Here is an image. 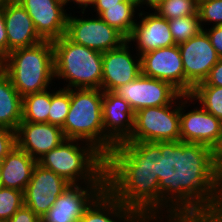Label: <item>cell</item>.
Segmentation results:
<instances>
[{
    "mask_svg": "<svg viewBox=\"0 0 222 222\" xmlns=\"http://www.w3.org/2000/svg\"><path fill=\"white\" fill-rule=\"evenodd\" d=\"M140 57L142 75L166 81L185 95V74L178 45L159 48Z\"/></svg>",
    "mask_w": 222,
    "mask_h": 222,
    "instance_id": "obj_15",
    "label": "cell"
},
{
    "mask_svg": "<svg viewBox=\"0 0 222 222\" xmlns=\"http://www.w3.org/2000/svg\"><path fill=\"white\" fill-rule=\"evenodd\" d=\"M207 112L222 122V87L195 86L190 94Z\"/></svg>",
    "mask_w": 222,
    "mask_h": 222,
    "instance_id": "obj_26",
    "label": "cell"
},
{
    "mask_svg": "<svg viewBox=\"0 0 222 222\" xmlns=\"http://www.w3.org/2000/svg\"><path fill=\"white\" fill-rule=\"evenodd\" d=\"M37 160L16 147L0 162V183L2 187L25 191Z\"/></svg>",
    "mask_w": 222,
    "mask_h": 222,
    "instance_id": "obj_22",
    "label": "cell"
},
{
    "mask_svg": "<svg viewBox=\"0 0 222 222\" xmlns=\"http://www.w3.org/2000/svg\"><path fill=\"white\" fill-rule=\"evenodd\" d=\"M160 147L122 141L105 156V188L147 222H161Z\"/></svg>",
    "mask_w": 222,
    "mask_h": 222,
    "instance_id": "obj_2",
    "label": "cell"
},
{
    "mask_svg": "<svg viewBox=\"0 0 222 222\" xmlns=\"http://www.w3.org/2000/svg\"><path fill=\"white\" fill-rule=\"evenodd\" d=\"M113 92L125 99L134 112L142 108L169 105L181 94L170 83L142 74Z\"/></svg>",
    "mask_w": 222,
    "mask_h": 222,
    "instance_id": "obj_11",
    "label": "cell"
},
{
    "mask_svg": "<svg viewBox=\"0 0 222 222\" xmlns=\"http://www.w3.org/2000/svg\"><path fill=\"white\" fill-rule=\"evenodd\" d=\"M213 153V163L217 171L222 175V133L220 135L219 141L212 148Z\"/></svg>",
    "mask_w": 222,
    "mask_h": 222,
    "instance_id": "obj_40",
    "label": "cell"
},
{
    "mask_svg": "<svg viewBox=\"0 0 222 222\" xmlns=\"http://www.w3.org/2000/svg\"><path fill=\"white\" fill-rule=\"evenodd\" d=\"M132 34L127 41L139 55L175 45L168 20L155 11L139 12Z\"/></svg>",
    "mask_w": 222,
    "mask_h": 222,
    "instance_id": "obj_17",
    "label": "cell"
},
{
    "mask_svg": "<svg viewBox=\"0 0 222 222\" xmlns=\"http://www.w3.org/2000/svg\"><path fill=\"white\" fill-rule=\"evenodd\" d=\"M196 86H221L222 87V58L212 67L209 75Z\"/></svg>",
    "mask_w": 222,
    "mask_h": 222,
    "instance_id": "obj_34",
    "label": "cell"
},
{
    "mask_svg": "<svg viewBox=\"0 0 222 222\" xmlns=\"http://www.w3.org/2000/svg\"><path fill=\"white\" fill-rule=\"evenodd\" d=\"M16 131L0 127V162L16 147Z\"/></svg>",
    "mask_w": 222,
    "mask_h": 222,
    "instance_id": "obj_32",
    "label": "cell"
},
{
    "mask_svg": "<svg viewBox=\"0 0 222 222\" xmlns=\"http://www.w3.org/2000/svg\"><path fill=\"white\" fill-rule=\"evenodd\" d=\"M73 12L68 14L65 32V36L73 43L104 53L120 47L127 41L122 33L109 26L99 16L91 14L89 17L88 11ZM75 13H80V17Z\"/></svg>",
    "mask_w": 222,
    "mask_h": 222,
    "instance_id": "obj_8",
    "label": "cell"
},
{
    "mask_svg": "<svg viewBox=\"0 0 222 222\" xmlns=\"http://www.w3.org/2000/svg\"><path fill=\"white\" fill-rule=\"evenodd\" d=\"M69 185L64 178L37 163L24 191V205L42 218Z\"/></svg>",
    "mask_w": 222,
    "mask_h": 222,
    "instance_id": "obj_14",
    "label": "cell"
},
{
    "mask_svg": "<svg viewBox=\"0 0 222 222\" xmlns=\"http://www.w3.org/2000/svg\"><path fill=\"white\" fill-rule=\"evenodd\" d=\"M126 141H180V95L169 105L136 111L134 128Z\"/></svg>",
    "mask_w": 222,
    "mask_h": 222,
    "instance_id": "obj_7",
    "label": "cell"
},
{
    "mask_svg": "<svg viewBox=\"0 0 222 222\" xmlns=\"http://www.w3.org/2000/svg\"><path fill=\"white\" fill-rule=\"evenodd\" d=\"M33 21L43 40L53 41L65 35L68 10L62 0H17Z\"/></svg>",
    "mask_w": 222,
    "mask_h": 222,
    "instance_id": "obj_16",
    "label": "cell"
},
{
    "mask_svg": "<svg viewBox=\"0 0 222 222\" xmlns=\"http://www.w3.org/2000/svg\"><path fill=\"white\" fill-rule=\"evenodd\" d=\"M55 81L65 89H101L103 53L70 41L65 35L52 41Z\"/></svg>",
    "mask_w": 222,
    "mask_h": 222,
    "instance_id": "obj_6",
    "label": "cell"
},
{
    "mask_svg": "<svg viewBox=\"0 0 222 222\" xmlns=\"http://www.w3.org/2000/svg\"><path fill=\"white\" fill-rule=\"evenodd\" d=\"M133 49V46L125 41L120 47L103 53L102 91H114L141 74V57Z\"/></svg>",
    "mask_w": 222,
    "mask_h": 222,
    "instance_id": "obj_12",
    "label": "cell"
},
{
    "mask_svg": "<svg viewBox=\"0 0 222 222\" xmlns=\"http://www.w3.org/2000/svg\"><path fill=\"white\" fill-rule=\"evenodd\" d=\"M125 0H95L93 6L90 9V13L96 16H100L104 11L105 7H113L120 6V2H124Z\"/></svg>",
    "mask_w": 222,
    "mask_h": 222,
    "instance_id": "obj_38",
    "label": "cell"
},
{
    "mask_svg": "<svg viewBox=\"0 0 222 222\" xmlns=\"http://www.w3.org/2000/svg\"><path fill=\"white\" fill-rule=\"evenodd\" d=\"M105 184H70L41 218V222H78Z\"/></svg>",
    "mask_w": 222,
    "mask_h": 222,
    "instance_id": "obj_13",
    "label": "cell"
},
{
    "mask_svg": "<svg viewBox=\"0 0 222 222\" xmlns=\"http://www.w3.org/2000/svg\"><path fill=\"white\" fill-rule=\"evenodd\" d=\"M78 222H147L134 208L125 206L106 188L85 209Z\"/></svg>",
    "mask_w": 222,
    "mask_h": 222,
    "instance_id": "obj_21",
    "label": "cell"
},
{
    "mask_svg": "<svg viewBox=\"0 0 222 222\" xmlns=\"http://www.w3.org/2000/svg\"><path fill=\"white\" fill-rule=\"evenodd\" d=\"M201 1H208V0H197L198 3L201 2Z\"/></svg>",
    "mask_w": 222,
    "mask_h": 222,
    "instance_id": "obj_44",
    "label": "cell"
},
{
    "mask_svg": "<svg viewBox=\"0 0 222 222\" xmlns=\"http://www.w3.org/2000/svg\"><path fill=\"white\" fill-rule=\"evenodd\" d=\"M168 24L175 45L188 41L202 30L199 15L168 20Z\"/></svg>",
    "mask_w": 222,
    "mask_h": 222,
    "instance_id": "obj_27",
    "label": "cell"
},
{
    "mask_svg": "<svg viewBox=\"0 0 222 222\" xmlns=\"http://www.w3.org/2000/svg\"><path fill=\"white\" fill-rule=\"evenodd\" d=\"M188 222H222V203L202 209Z\"/></svg>",
    "mask_w": 222,
    "mask_h": 222,
    "instance_id": "obj_33",
    "label": "cell"
},
{
    "mask_svg": "<svg viewBox=\"0 0 222 222\" xmlns=\"http://www.w3.org/2000/svg\"><path fill=\"white\" fill-rule=\"evenodd\" d=\"M94 2H95V0H66L65 5H66V7L68 6L67 7L68 12H71L74 9L75 10L80 9L79 12H81V11H89L90 8L93 6ZM73 4H74V6H73ZM69 6H71V7L73 6L74 9ZM69 9H70V11H69Z\"/></svg>",
    "mask_w": 222,
    "mask_h": 222,
    "instance_id": "obj_39",
    "label": "cell"
},
{
    "mask_svg": "<svg viewBox=\"0 0 222 222\" xmlns=\"http://www.w3.org/2000/svg\"><path fill=\"white\" fill-rule=\"evenodd\" d=\"M65 140L61 127L50 123L20 122L16 130L17 146L37 161Z\"/></svg>",
    "mask_w": 222,
    "mask_h": 222,
    "instance_id": "obj_18",
    "label": "cell"
},
{
    "mask_svg": "<svg viewBox=\"0 0 222 222\" xmlns=\"http://www.w3.org/2000/svg\"><path fill=\"white\" fill-rule=\"evenodd\" d=\"M178 47L185 74V95H190L197 84L204 82L220 57L204 30Z\"/></svg>",
    "mask_w": 222,
    "mask_h": 222,
    "instance_id": "obj_10",
    "label": "cell"
},
{
    "mask_svg": "<svg viewBox=\"0 0 222 222\" xmlns=\"http://www.w3.org/2000/svg\"><path fill=\"white\" fill-rule=\"evenodd\" d=\"M208 35L217 55L222 58V25L203 29Z\"/></svg>",
    "mask_w": 222,
    "mask_h": 222,
    "instance_id": "obj_35",
    "label": "cell"
},
{
    "mask_svg": "<svg viewBox=\"0 0 222 222\" xmlns=\"http://www.w3.org/2000/svg\"><path fill=\"white\" fill-rule=\"evenodd\" d=\"M7 222H41V217L23 205Z\"/></svg>",
    "mask_w": 222,
    "mask_h": 222,
    "instance_id": "obj_36",
    "label": "cell"
},
{
    "mask_svg": "<svg viewBox=\"0 0 222 222\" xmlns=\"http://www.w3.org/2000/svg\"><path fill=\"white\" fill-rule=\"evenodd\" d=\"M13 1H15V0H0V5L4 6L7 3H10V2H13Z\"/></svg>",
    "mask_w": 222,
    "mask_h": 222,
    "instance_id": "obj_43",
    "label": "cell"
},
{
    "mask_svg": "<svg viewBox=\"0 0 222 222\" xmlns=\"http://www.w3.org/2000/svg\"><path fill=\"white\" fill-rule=\"evenodd\" d=\"M196 103L190 95L180 94V141L213 148L222 133V122Z\"/></svg>",
    "mask_w": 222,
    "mask_h": 222,
    "instance_id": "obj_9",
    "label": "cell"
},
{
    "mask_svg": "<svg viewBox=\"0 0 222 222\" xmlns=\"http://www.w3.org/2000/svg\"><path fill=\"white\" fill-rule=\"evenodd\" d=\"M164 0H140L139 1V12L147 11H155ZM145 6V7H144Z\"/></svg>",
    "mask_w": 222,
    "mask_h": 222,
    "instance_id": "obj_41",
    "label": "cell"
},
{
    "mask_svg": "<svg viewBox=\"0 0 222 222\" xmlns=\"http://www.w3.org/2000/svg\"><path fill=\"white\" fill-rule=\"evenodd\" d=\"M22 121V97L0 68V127L17 130Z\"/></svg>",
    "mask_w": 222,
    "mask_h": 222,
    "instance_id": "obj_23",
    "label": "cell"
},
{
    "mask_svg": "<svg viewBox=\"0 0 222 222\" xmlns=\"http://www.w3.org/2000/svg\"><path fill=\"white\" fill-rule=\"evenodd\" d=\"M155 12L167 20L199 15L198 2L197 0H164L162 4L155 9Z\"/></svg>",
    "mask_w": 222,
    "mask_h": 222,
    "instance_id": "obj_29",
    "label": "cell"
},
{
    "mask_svg": "<svg viewBox=\"0 0 222 222\" xmlns=\"http://www.w3.org/2000/svg\"><path fill=\"white\" fill-rule=\"evenodd\" d=\"M8 55V38L3 14V6L0 5V59L3 60Z\"/></svg>",
    "mask_w": 222,
    "mask_h": 222,
    "instance_id": "obj_37",
    "label": "cell"
},
{
    "mask_svg": "<svg viewBox=\"0 0 222 222\" xmlns=\"http://www.w3.org/2000/svg\"><path fill=\"white\" fill-rule=\"evenodd\" d=\"M51 106V88L22 98V121L30 123H48Z\"/></svg>",
    "mask_w": 222,
    "mask_h": 222,
    "instance_id": "obj_25",
    "label": "cell"
},
{
    "mask_svg": "<svg viewBox=\"0 0 222 222\" xmlns=\"http://www.w3.org/2000/svg\"><path fill=\"white\" fill-rule=\"evenodd\" d=\"M1 69L9 76L22 98L54 87L56 82L52 41L43 40L34 46L10 52L2 60Z\"/></svg>",
    "mask_w": 222,
    "mask_h": 222,
    "instance_id": "obj_4",
    "label": "cell"
},
{
    "mask_svg": "<svg viewBox=\"0 0 222 222\" xmlns=\"http://www.w3.org/2000/svg\"><path fill=\"white\" fill-rule=\"evenodd\" d=\"M135 112L129 103L113 91H103L102 120L104 134L115 144L126 141L134 128Z\"/></svg>",
    "mask_w": 222,
    "mask_h": 222,
    "instance_id": "obj_19",
    "label": "cell"
},
{
    "mask_svg": "<svg viewBox=\"0 0 222 222\" xmlns=\"http://www.w3.org/2000/svg\"><path fill=\"white\" fill-rule=\"evenodd\" d=\"M56 89V90H55ZM70 109V89H51V106L48 113V123L62 127Z\"/></svg>",
    "mask_w": 222,
    "mask_h": 222,
    "instance_id": "obj_28",
    "label": "cell"
},
{
    "mask_svg": "<svg viewBox=\"0 0 222 222\" xmlns=\"http://www.w3.org/2000/svg\"><path fill=\"white\" fill-rule=\"evenodd\" d=\"M37 163L70 184H105V156L89 142L66 139Z\"/></svg>",
    "mask_w": 222,
    "mask_h": 222,
    "instance_id": "obj_3",
    "label": "cell"
},
{
    "mask_svg": "<svg viewBox=\"0 0 222 222\" xmlns=\"http://www.w3.org/2000/svg\"><path fill=\"white\" fill-rule=\"evenodd\" d=\"M160 147L161 222H188L202 209L222 203V175L212 148L181 141L155 142Z\"/></svg>",
    "mask_w": 222,
    "mask_h": 222,
    "instance_id": "obj_1",
    "label": "cell"
},
{
    "mask_svg": "<svg viewBox=\"0 0 222 222\" xmlns=\"http://www.w3.org/2000/svg\"><path fill=\"white\" fill-rule=\"evenodd\" d=\"M101 89H70V109L61 127L66 139L91 143L104 156L115 144L104 134Z\"/></svg>",
    "mask_w": 222,
    "mask_h": 222,
    "instance_id": "obj_5",
    "label": "cell"
},
{
    "mask_svg": "<svg viewBox=\"0 0 222 222\" xmlns=\"http://www.w3.org/2000/svg\"><path fill=\"white\" fill-rule=\"evenodd\" d=\"M3 14L8 38V54L43 41L36 32L31 17L17 0L4 5Z\"/></svg>",
    "mask_w": 222,
    "mask_h": 222,
    "instance_id": "obj_20",
    "label": "cell"
},
{
    "mask_svg": "<svg viewBox=\"0 0 222 222\" xmlns=\"http://www.w3.org/2000/svg\"><path fill=\"white\" fill-rule=\"evenodd\" d=\"M24 205V192L0 188V222H7Z\"/></svg>",
    "mask_w": 222,
    "mask_h": 222,
    "instance_id": "obj_30",
    "label": "cell"
},
{
    "mask_svg": "<svg viewBox=\"0 0 222 222\" xmlns=\"http://www.w3.org/2000/svg\"><path fill=\"white\" fill-rule=\"evenodd\" d=\"M138 15V8L124 1L120 2V6L105 7L99 17L128 38L132 34Z\"/></svg>",
    "mask_w": 222,
    "mask_h": 222,
    "instance_id": "obj_24",
    "label": "cell"
},
{
    "mask_svg": "<svg viewBox=\"0 0 222 222\" xmlns=\"http://www.w3.org/2000/svg\"><path fill=\"white\" fill-rule=\"evenodd\" d=\"M125 1L131 3L133 6L138 8V11H139V1L140 0H125Z\"/></svg>",
    "mask_w": 222,
    "mask_h": 222,
    "instance_id": "obj_42",
    "label": "cell"
},
{
    "mask_svg": "<svg viewBox=\"0 0 222 222\" xmlns=\"http://www.w3.org/2000/svg\"><path fill=\"white\" fill-rule=\"evenodd\" d=\"M198 14L202 30L207 27L209 28V26L222 25V0H208L199 2Z\"/></svg>",
    "mask_w": 222,
    "mask_h": 222,
    "instance_id": "obj_31",
    "label": "cell"
}]
</instances>
